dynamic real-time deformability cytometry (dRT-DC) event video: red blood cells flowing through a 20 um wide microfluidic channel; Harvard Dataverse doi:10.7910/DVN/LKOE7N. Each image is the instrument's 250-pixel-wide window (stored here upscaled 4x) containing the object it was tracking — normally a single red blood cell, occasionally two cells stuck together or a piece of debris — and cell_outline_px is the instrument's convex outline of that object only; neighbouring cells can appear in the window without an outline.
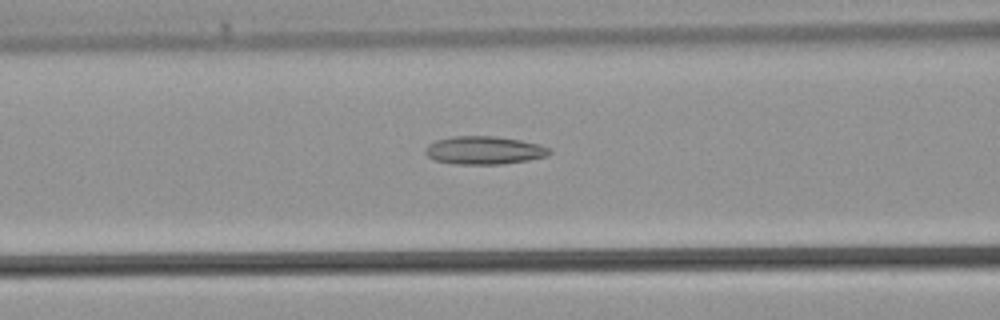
{"species": "common noctule bat (a hibernating species)", "species_latin": "Nyctalus noctula", "temperature_condition": "warm", "stored_images_in_passage": 41, "camera_frame_rate_fps": 3000, "um_per_image_px": 0.085, "animal": {"sex": "male", "body_mass_g": 21.5, "forearm_length_mm": 52.0}, "frame": {"image": 1, "passage_image": 16, "time_ms": 5.0, "image_size_px": [1000, 320], "cell_outline_px": [[552, 152], [548, 156], [528, 160], [504, 164], [456, 164], [436, 160], [428, 156], [424, 152], [424, 148], [428, 144], [436, 140], [452, 136], [492, 136], [520, 140], [540, 144], [548, 148]], "centroid_in_image_um": [41.15, 12.77], "position_along_channel_um": 125.4, "area_um2": 20.35}}
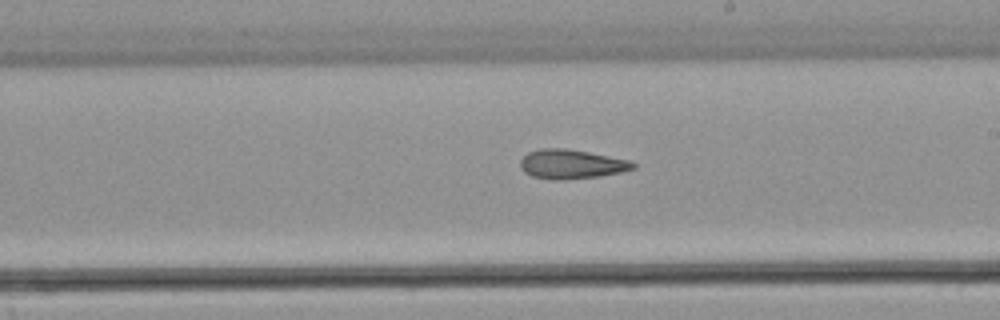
{"frame": {"image": 2, "passage_image": 23, "time_ms": 7.333, "image_size_px": [1000, 320], "cell_outline_px": [[636, 168], [620, 172], [600, 176], [564, 180], [552, 180], [532, 176], [524, 172], [520, 168], [520, 160], [528, 152], [540, 148], [564, 148], [588, 152], [632, 160], [636, 164]], "centroid_in_image_um": [48.57, 13.95], "position_along_channel_um": 240.4, "area_um2": 19.42}}
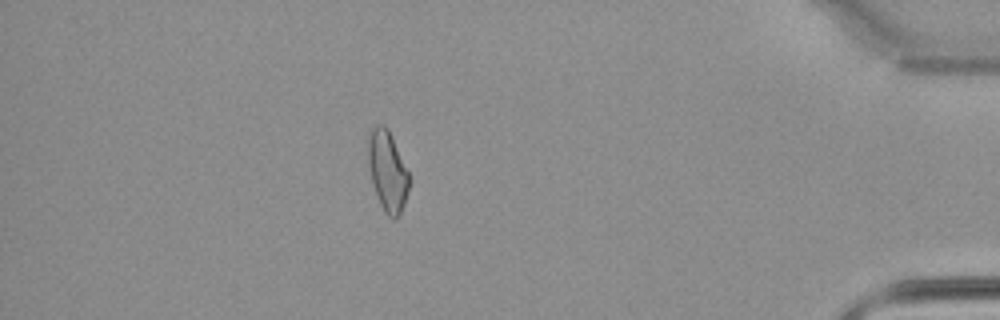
{"frame": {"image": 3, "passage_image": 36, "time_ms": 11.667, "image_size_px": [1000, 320], "cell_outline_px": [[412, 180], [400, 216], [396, 220], [392, 220], [384, 212], [380, 204], [372, 184], [368, 164], [368, 136], [372, 128], [376, 124], [384, 124], [388, 128]], "centroid_in_image_um": [32.95, 14.58], "position_along_channel_um": 402.3, "area_um2": 19.59}}